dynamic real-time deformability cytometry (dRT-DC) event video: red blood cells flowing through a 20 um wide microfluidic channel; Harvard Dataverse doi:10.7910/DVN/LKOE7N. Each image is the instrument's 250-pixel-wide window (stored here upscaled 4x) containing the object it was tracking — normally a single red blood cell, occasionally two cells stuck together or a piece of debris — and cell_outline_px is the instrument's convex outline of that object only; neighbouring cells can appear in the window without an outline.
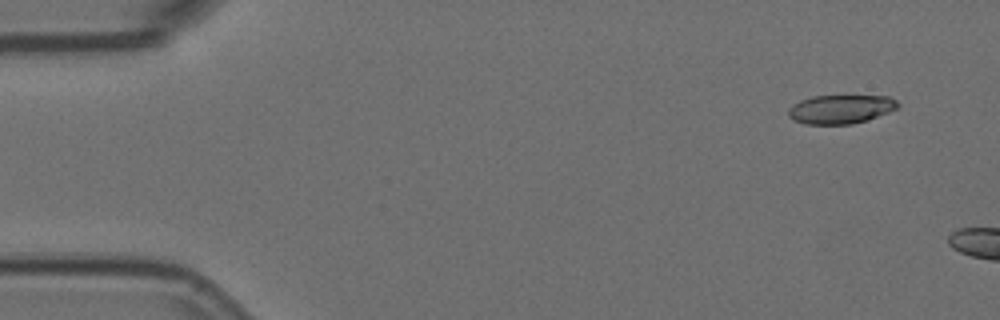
{"species": "Egyptian fruit bat (a non-hibernating species)", "species_latin": "Rousettus aegyptiacus", "temperature_condition": "room temperature", "stored_images_in_passage": 3, "camera_frame_rate_fps": 3000, "um_per_image_px": 0.085, "animal": {"sex": "female"}, "frame": {"image": 1, "passage_image": 1, "time_ms": 0.0, "image_size_px": [1000, 320], "cell_outline_px": [[900, 108], [868, 120], [852, 124], [804, 124], [788, 116], [788, 108], [792, 104], [800, 100], [812, 96], [888, 96], [896, 100], [900, 104]], "centroid_in_image_um": [71.48, 9.28], "position_along_channel_um": 13.5, "area_um2": 18.55}}